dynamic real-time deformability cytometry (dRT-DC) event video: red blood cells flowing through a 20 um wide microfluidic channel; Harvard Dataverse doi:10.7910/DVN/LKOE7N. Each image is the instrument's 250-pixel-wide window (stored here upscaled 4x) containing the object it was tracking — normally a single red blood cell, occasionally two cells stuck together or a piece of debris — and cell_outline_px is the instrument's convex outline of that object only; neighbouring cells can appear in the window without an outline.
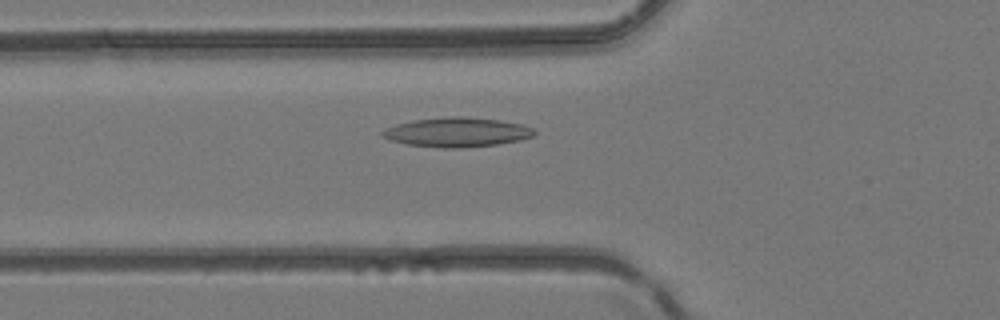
{"species": "common noctule bat (a hibernating species)", "species_latin": "Nyctalus noctula", "temperature_condition": "room temperature", "stored_images_in_passage": 45, "camera_frame_rate_fps": 3000, "um_per_image_px": 0.085, "animal": {"sex": "female", "body_mass_g": 24.6, "forearm_length_mm": 56.2}, "frame": {"image": 1, "passage_image": 15, "time_ms": 4.667, "image_size_px": [1000, 320], "cell_outline_px": [[536, 132], [532, 136], [520, 140], [496, 144], [464, 148], [440, 148], [408, 144], [392, 140], [380, 136], [380, 132], [396, 124], [412, 120], [448, 116], [464, 116], [500, 120], [520, 124], [532, 128]], "centroid_in_image_um": [38.83, 11.23], "position_along_channel_um": 87.0, "area_um2": 26.01}}
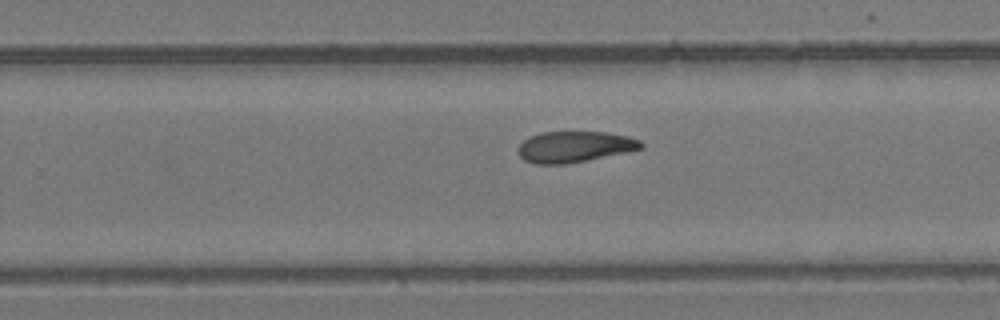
{"frame": {"image": 2, "passage_image": 28, "time_ms": 9.0, "image_size_px": [1000, 320], "cell_outline_px": [[644, 148], [628, 152], [564, 164], [532, 164], [524, 160], [520, 156], [520, 144], [528, 136], [540, 132], [608, 132], [628, 136], [640, 140], [644, 144]], "centroid_in_image_um": [48.86, 12.47], "position_along_channel_um": 280.9, "area_um2": 22.25}}
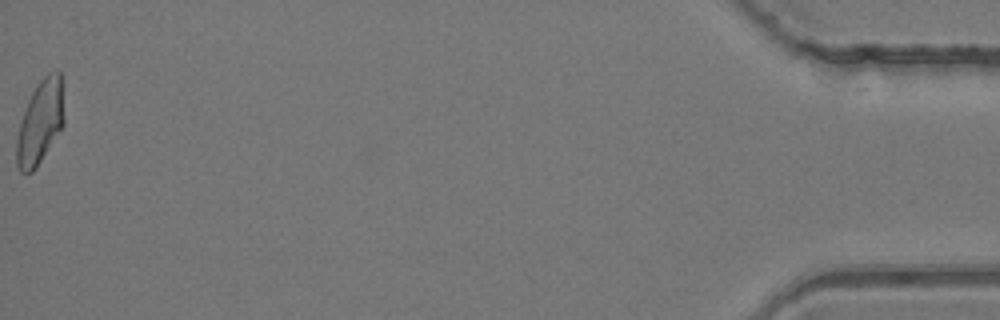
{"frame": {"image": 3, "passage_image": 45, "time_ms": 14.667, "image_size_px": [1000, 320], "cell_outline_px": [[64, 124], [36, 168], [32, 172], [24, 176], [16, 168], [16, 140], [20, 120], [28, 100], [36, 84], [48, 72], [60, 72], [64, 120]], "centroid_in_image_um": [3.37, 10.44], "position_along_channel_um": 431.8, "area_um2": 23.24}}